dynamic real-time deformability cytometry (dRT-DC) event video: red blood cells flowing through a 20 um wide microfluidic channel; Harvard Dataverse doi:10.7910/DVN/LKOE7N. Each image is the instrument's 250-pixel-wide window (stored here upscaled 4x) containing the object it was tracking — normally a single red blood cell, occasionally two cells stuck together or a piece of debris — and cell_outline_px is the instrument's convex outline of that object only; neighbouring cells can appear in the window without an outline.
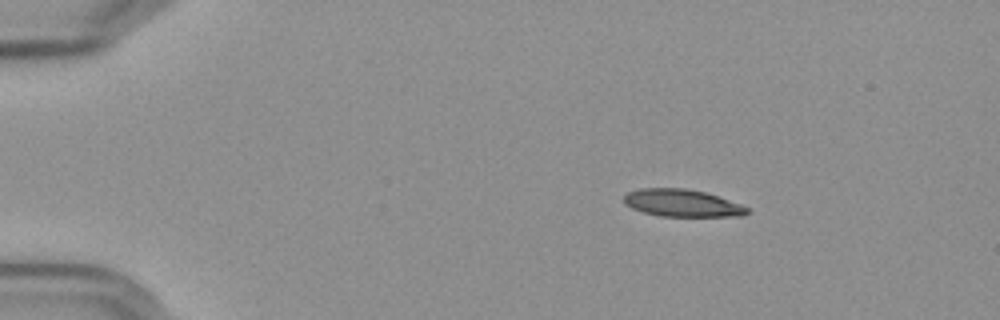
{"species": "Egyptian fruit bat (a non-hibernating species)", "species_latin": "Rousettus aegyptiacus", "temperature_condition": "cold", "stored_images_in_passage": 48, "camera_frame_rate_fps": 3000, "um_per_image_px": 0.085, "frame": {"image": 1, "passage_image": 1, "time_ms": 0.0, "image_size_px": [1000, 320], "cell_outline_px": [[748, 212], [744, 216], [660, 216], [644, 212], [632, 208], [624, 204], [624, 196], [628, 192], [640, 188], [684, 188], [704, 192], [740, 204], [748, 208]], "centroid_in_image_um": [57.95, 17.26], "position_along_channel_um": 27.1, "area_um2": 19.42}}
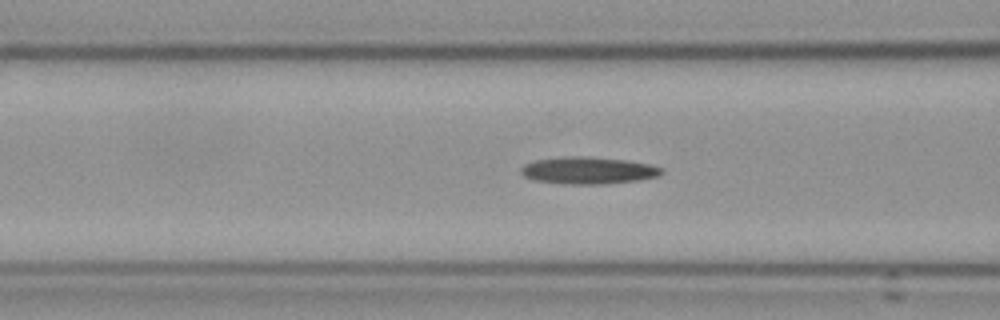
{"frame": {"image": 2, "passage_image": 15, "time_ms": 4.667, "image_size_px": [1000, 320], "cell_outline_px": [[664, 172], [656, 176], [640, 180], [604, 184], [564, 184], [536, 180], [524, 176], [520, 172], [520, 168], [524, 164], [536, 160], [572, 156], [580, 156], [624, 160], [648, 164], [664, 168]], "centroid_in_image_um": [50.0, 14.5], "position_along_channel_um": 116.6, "area_um2": 21.96}}
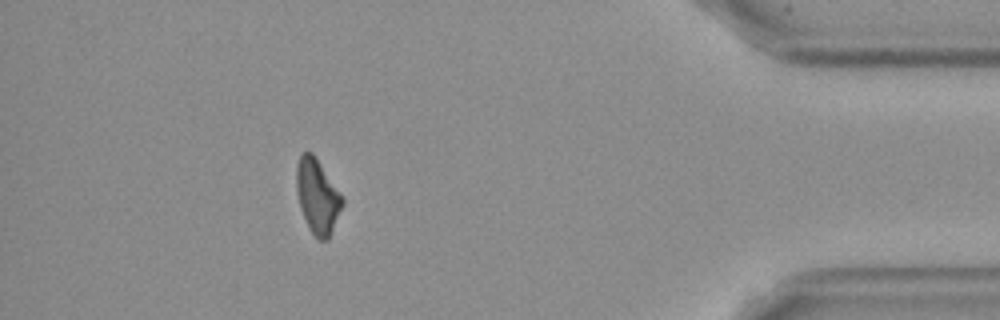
{"frame": {"image": 3, "passage_image": 43, "time_ms": 14.0, "image_size_px": [1000, 320], "cell_outline_px": [[344, 204], [328, 240], [320, 240], [312, 232], [300, 208], [296, 192], [296, 164], [300, 156], [304, 152], [312, 152], [344, 196]], "centroid_in_image_um": [27.0, 16.66], "position_along_channel_um": 408.2, "area_um2": 19.94}}